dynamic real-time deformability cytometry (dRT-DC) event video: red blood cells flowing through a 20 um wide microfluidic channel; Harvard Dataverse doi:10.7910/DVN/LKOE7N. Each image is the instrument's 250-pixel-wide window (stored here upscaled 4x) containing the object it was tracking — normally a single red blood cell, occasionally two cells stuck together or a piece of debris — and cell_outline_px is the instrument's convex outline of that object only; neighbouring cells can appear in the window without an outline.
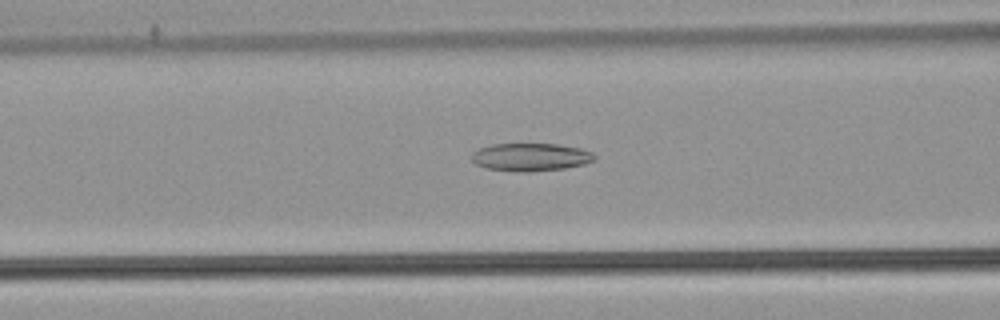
{"species": "common noctule bat (a hibernating species)", "species_latin": "Nyctalus noctula", "temperature_condition": "warm", "stored_images_in_passage": 49, "camera_frame_rate_fps": 3000, "um_per_image_px": 0.085, "animal": {"sex": "male", "body_mass_g": 21.5, "forearm_length_mm": 52.0}, "frame": {"image": 1, "passage_image": 21, "time_ms": 6.667, "image_size_px": [1000, 320], "cell_outline_px": [[596, 156], [592, 160], [584, 164], [564, 168], [532, 172], [520, 172], [484, 168], [476, 164], [472, 160], [472, 152], [480, 148], [492, 144], [556, 144], [580, 148], [592, 152]], "centroid_in_image_um": [45.08, 13.35], "position_along_channel_um": 121.5, "area_um2": 19.94}}
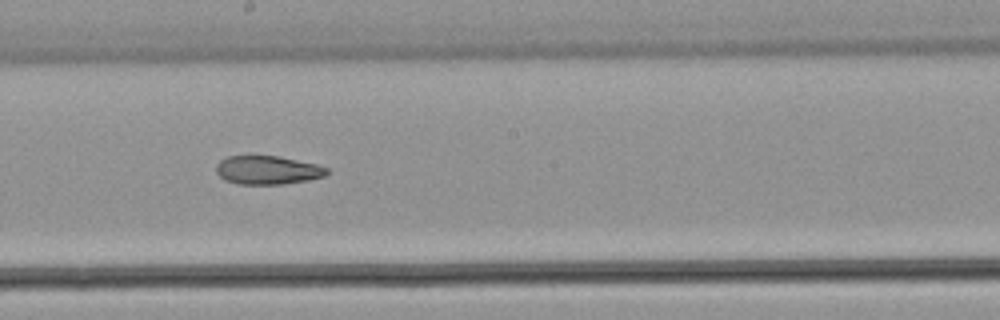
{"frame": {"image": 2, "passage_image": 29, "time_ms": 9.333, "image_size_px": [1000, 320], "cell_outline_px": [[328, 172], [324, 176], [308, 180], [284, 184], [240, 184], [224, 180], [216, 172], [216, 164], [220, 160], [228, 156], [276, 156], [316, 164], [328, 168]], "centroid_in_image_um": [22.72, 14.46], "position_along_channel_um": 225.5, "area_um2": 18.32}}
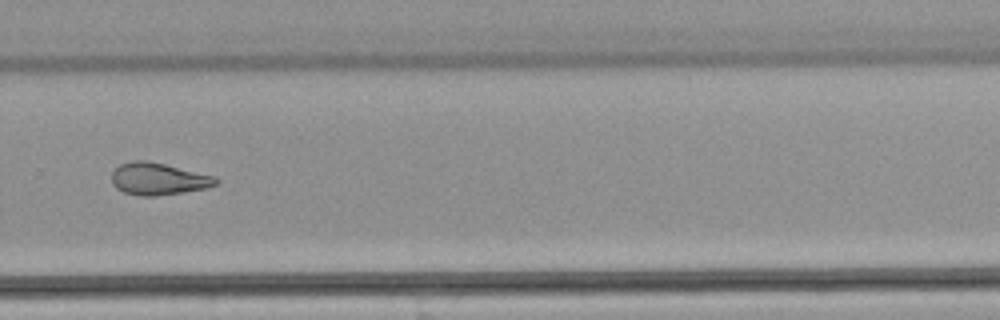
{"frame": {"image": 3, "passage_image": 36, "time_ms": 11.667, "image_size_px": [1000, 320], "cell_outline_px": [[220, 184], [208, 188], [156, 196], [140, 196], [124, 192], [116, 188], [112, 184], [112, 172], [120, 164], [132, 160], [144, 160], [164, 164], [216, 176], [220, 180]], "centroid_in_image_um": [13.49, 15.21], "position_along_channel_um": 316.3, "area_um2": 19.65}}